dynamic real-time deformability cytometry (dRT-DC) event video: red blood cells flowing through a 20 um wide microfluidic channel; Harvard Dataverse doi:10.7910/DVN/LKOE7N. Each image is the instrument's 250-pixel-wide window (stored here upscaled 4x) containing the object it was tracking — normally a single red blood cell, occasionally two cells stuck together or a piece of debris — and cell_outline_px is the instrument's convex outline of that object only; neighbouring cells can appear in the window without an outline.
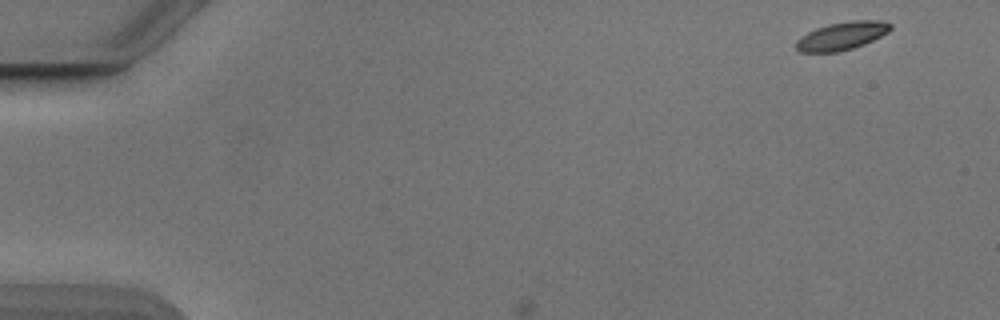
{"species": "Egyptian fruit bat (a non-hibernating species)", "species_latin": "Rousettus aegyptiacus", "temperature_condition": "cold", "stored_images_in_passage": 6, "camera_frame_rate_fps": 3000, "um_per_image_px": 0.085, "animal": {"sex": "male"}, "frame": {"image": 1, "passage_image": 1, "time_ms": 0.0, "image_size_px": [1000, 320], "cell_outline_px": [[892, 28], [888, 32], [864, 44], [852, 48], [836, 52], [800, 52], [796, 48], [796, 40], [800, 36], [816, 28], [828, 24], [852, 20], [880, 20], [892, 24]], "centroid_in_image_um": [71.55, 3.04], "position_along_channel_um": 13.5, "area_um2": 15.37}}